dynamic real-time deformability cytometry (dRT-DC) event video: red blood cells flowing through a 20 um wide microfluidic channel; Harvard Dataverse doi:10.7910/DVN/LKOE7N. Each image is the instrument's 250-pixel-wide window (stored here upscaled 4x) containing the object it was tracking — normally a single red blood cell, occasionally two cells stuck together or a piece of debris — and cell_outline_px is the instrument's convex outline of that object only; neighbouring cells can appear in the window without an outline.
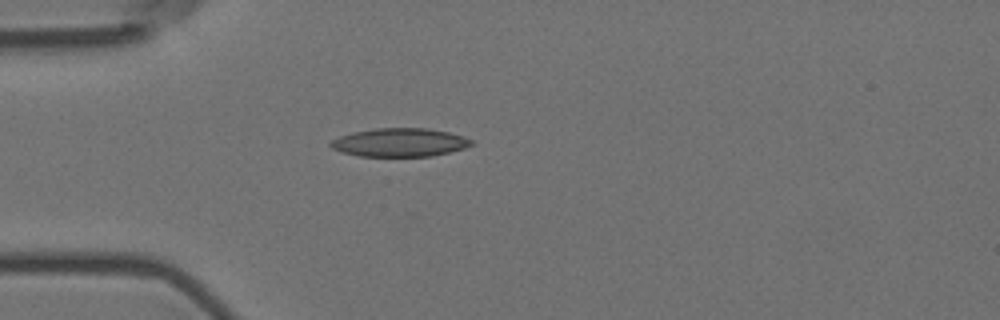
{"species": "Egyptian fruit bat (a non-hibernating species)", "species_latin": "Rousettus aegyptiacus", "temperature_condition": "room temperature", "stored_images_in_passage": 5, "camera_frame_rate_fps": 3000, "um_per_image_px": 0.085, "animal": {"sex": "female"}, "frame": {"image": 1, "passage_image": 5, "time_ms": 1.333, "image_size_px": [1000, 320], "cell_outline_px": [[476, 144], [464, 148], [432, 156], [360, 156], [340, 152], [332, 148], [328, 144], [332, 140], [340, 136], [352, 132], [376, 128], [428, 128], [448, 132], [472, 140]], "centroid_in_image_um": [33.95, 12.11], "position_along_channel_um": 51.0, "area_um2": 23.29}}